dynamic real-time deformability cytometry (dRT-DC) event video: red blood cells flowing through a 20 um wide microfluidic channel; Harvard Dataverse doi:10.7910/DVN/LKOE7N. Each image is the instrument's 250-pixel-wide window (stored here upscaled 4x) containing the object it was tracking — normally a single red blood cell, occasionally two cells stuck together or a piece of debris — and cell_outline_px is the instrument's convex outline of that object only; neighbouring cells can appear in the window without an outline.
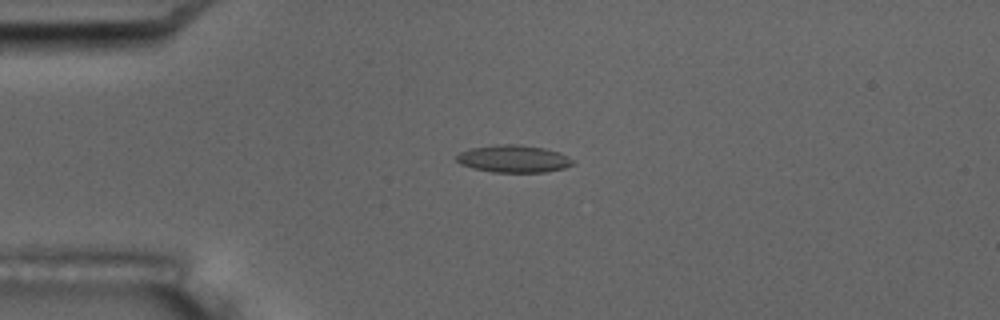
{"species": "common noctule bat (a hibernating species)", "species_latin": "Nyctalus noctula", "temperature_condition": "room temperature", "stored_images_in_passage": 4, "camera_frame_rate_fps": 3000, "um_per_image_px": 0.085, "animal": {"sex": "male", "body_mass_g": 17.5, "forearm_length_mm": 52.3}, "frame": {"image": 1, "passage_image": 3, "time_ms": 3.333, "image_size_px": [1000, 320], "cell_outline_px": [[576, 164], [564, 168], [544, 172], [492, 172], [472, 168], [460, 164], [456, 160], [456, 156], [460, 152], [472, 148], [496, 144], [520, 144], [544, 148], [560, 152], [568, 156]], "centroid_in_image_um": [43.66, 13.49], "position_along_channel_um": 41.3, "area_um2": 18.67}}